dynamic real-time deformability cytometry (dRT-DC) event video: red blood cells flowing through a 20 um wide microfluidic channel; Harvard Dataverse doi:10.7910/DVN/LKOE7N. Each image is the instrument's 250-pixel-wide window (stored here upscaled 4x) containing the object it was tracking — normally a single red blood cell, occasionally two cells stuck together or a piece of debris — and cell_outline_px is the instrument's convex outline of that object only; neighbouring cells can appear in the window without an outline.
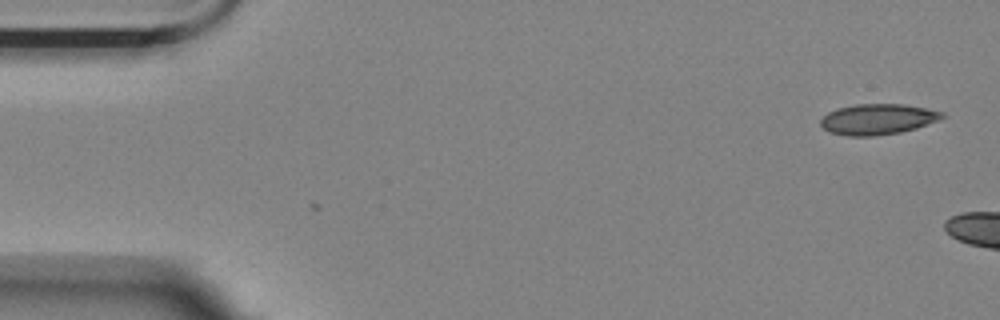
{"species": "Egyptian fruit bat (a non-hibernating species)", "species_latin": "Rousettus aegyptiacus", "temperature_condition": "room temperature", "stored_images_in_passage": 4, "segment_of_instrument_passage": [2, 2], "camera_frame_rate_fps": 3000, "um_per_image_px": 0.085, "animal": {"sex": "female"}, "frame": {"image": 1, "passage_image": 4, "time_ms": 1.0, "image_size_px": [1000, 320], "cell_outline_px": [[948, 116], [940, 120], [916, 128], [900, 132], [876, 136], [848, 136], [828, 132], [820, 124], [820, 120], [828, 112], [836, 108], [856, 104], [904, 104], [944, 112]], "centroid_in_image_um": [74.62, 10.13], "position_along_channel_um": 10.4, "area_um2": 21.91}}